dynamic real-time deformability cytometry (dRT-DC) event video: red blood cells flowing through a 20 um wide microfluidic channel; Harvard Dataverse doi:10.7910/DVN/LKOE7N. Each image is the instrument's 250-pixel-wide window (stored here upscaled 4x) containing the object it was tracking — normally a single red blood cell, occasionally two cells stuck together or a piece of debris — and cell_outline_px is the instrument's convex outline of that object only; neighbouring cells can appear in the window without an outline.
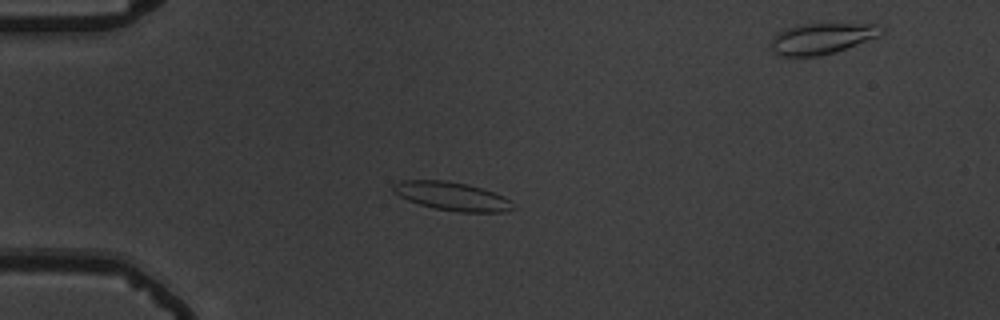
{"species": "common noctule bat (a hibernating species)", "species_latin": "Nyctalus noctula", "temperature_condition": "warm", "stored_images_in_passage": 58, "camera_frame_rate_fps": 3000, "um_per_image_px": 0.085, "animal": {"sex": "male", "body_mass_g": 19.5, "forearm_length_mm": 54.6}, "frame": {"image": 1, "passage_image": 16, "time_ms": 5.0, "image_size_px": [1000, 320], "cell_outline_px": [[516, 208], [504, 212], [460, 212], [436, 208], [420, 204], [408, 200], [392, 192], [392, 184], [404, 180], [444, 180], [468, 184], [504, 196]], "centroid_in_image_um": [38.4, 16.67], "position_along_channel_um": 46.6, "area_um2": 19.71}}
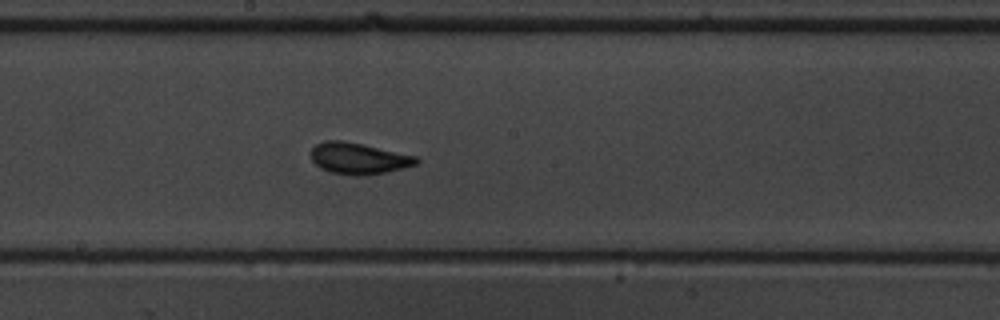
{"frame": {"image": 2, "passage_image": 32, "time_ms": 10.333, "image_size_px": [1000, 320], "cell_outline_px": [[420, 160], [416, 164], [388, 172], [364, 176], [352, 176], [328, 172], [320, 168], [312, 160], [312, 148], [316, 144], [324, 140], [340, 140], [364, 144], [416, 156]], "centroid_in_image_um": [30.47, 13.47], "position_along_channel_um": 217.7, "area_um2": 19.42}}
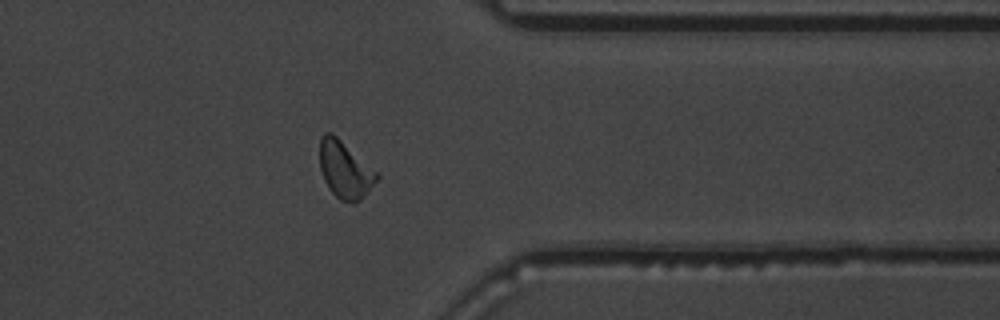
{"frame": {"image": 3, "passage_image": 46, "time_ms": 15.0, "image_size_px": [1000, 320], "cell_outline_px": [[380, 176], [360, 200], [356, 204], [352, 204], [340, 200], [328, 188], [324, 180], [320, 168], [320, 140], [324, 132], [332, 132], [380, 172]], "centroid_in_image_um": [29.34, 14.42], "position_along_channel_um": 382.1, "area_um2": 19.31}, "authors_computed_cell_mechanics": {"area_um2": 18.3804, "velocity_mm_per_s": 3.6528, "shape_relaxation_time_tau1_ms": 5.0508, "shape_relaxation_time_tau2_ms": 0.9751, "deformation_change_tau1": 0.1621, "deformation_change_tau2": 0.0615}}